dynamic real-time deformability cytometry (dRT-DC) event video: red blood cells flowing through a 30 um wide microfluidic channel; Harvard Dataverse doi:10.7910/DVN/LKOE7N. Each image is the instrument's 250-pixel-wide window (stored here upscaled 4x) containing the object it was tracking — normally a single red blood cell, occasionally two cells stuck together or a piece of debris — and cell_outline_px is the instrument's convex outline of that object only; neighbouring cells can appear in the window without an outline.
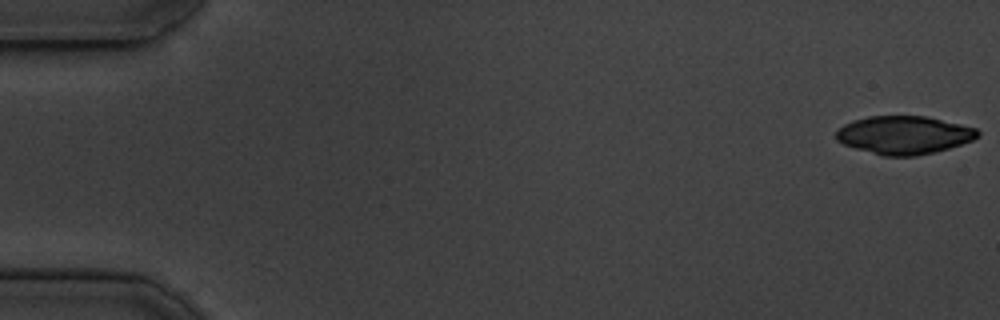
{"species": "common noctule bat (a hibernating species)", "species_latin": "Nyctalus noctula", "temperature_condition": "cold", "stored_images_in_passage": 53, "camera_frame_rate_fps": 3000, "um_per_image_px": 0.085, "animal": {"sex": "male", "body_mass_g": 19.5, "forearm_length_mm": 54.6}, "frame": {"image": 1, "passage_image": 1, "time_ms": 0.0, "image_size_px": [1000, 320], "cell_outline_px": [[980, 136], [972, 140], [948, 148], [916, 156], [884, 156], [856, 148], [844, 144], [836, 140], [836, 128], [852, 120], [868, 116], [928, 116], [976, 128], [980, 132]], "centroid_in_image_um": [76.82, 11.46], "position_along_channel_um": 8.2, "area_um2": 31.44}}